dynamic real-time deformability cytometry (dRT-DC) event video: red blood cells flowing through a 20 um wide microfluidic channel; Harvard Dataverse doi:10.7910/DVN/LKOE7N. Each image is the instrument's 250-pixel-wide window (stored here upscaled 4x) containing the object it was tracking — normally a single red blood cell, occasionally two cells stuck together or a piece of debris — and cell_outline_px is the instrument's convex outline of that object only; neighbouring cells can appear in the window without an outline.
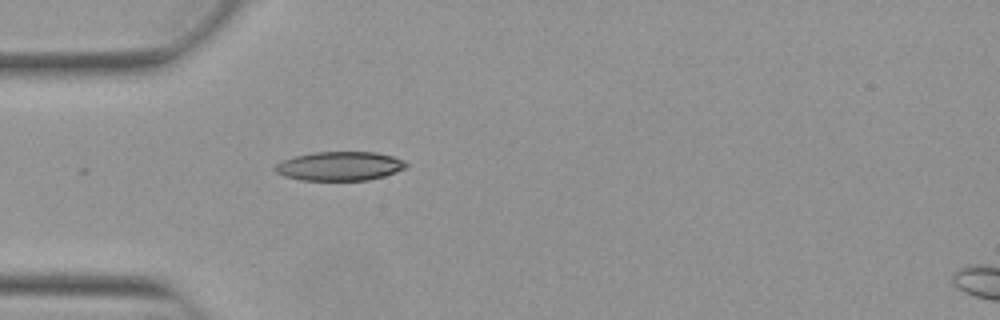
{"species": "Egyptian fruit bat (a non-hibernating species)", "species_latin": "Rousettus aegyptiacus", "temperature_condition": "warm", "stored_images_in_passage": 7, "camera_frame_rate_fps": 3000, "um_per_image_px": 0.085, "animal": {"sex": "female"}, "frame": {"image": 1, "passage_image": 2, "time_ms": 0.333, "image_size_px": [1000, 320], "cell_outline_px": [[408, 164], [404, 168], [396, 172], [384, 176], [368, 180], [300, 180], [284, 176], [276, 172], [272, 168], [280, 160], [312, 152], [376, 152], [392, 156], [404, 160]], "centroid_in_image_um": [28.84, 14.11], "position_along_channel_um": 56.2, "area_um2": 22.25}}
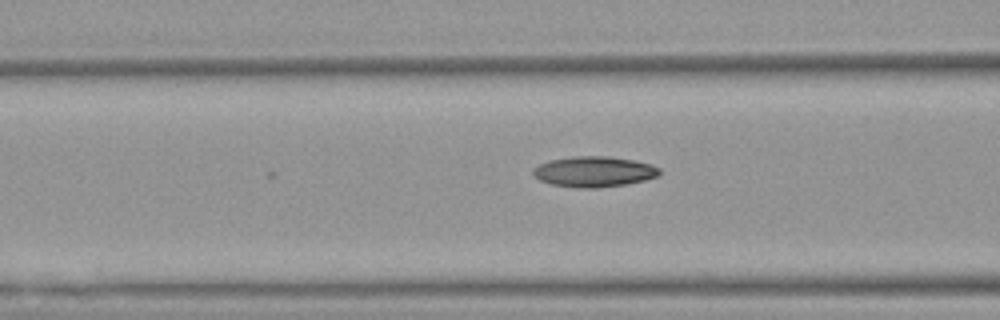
{"frame": {"image": 2, "passage_image": 7, "time_ms": 2.0, "image_size_px": [1000, 320], "cell_outline_px": [[660, 176], [644, 180], [624, 184], [596, 188], [580, 188], [552, 184], [540, 180], [532, 172], [532, 168], [548, 160], [572, 156], [608, 156], [632, 160], [652, 164], [660, 168]], "centroid_in_image_um": [50.5, 14.58], "position_along_channel_um": 116.1, "area_um2": 22.48}}